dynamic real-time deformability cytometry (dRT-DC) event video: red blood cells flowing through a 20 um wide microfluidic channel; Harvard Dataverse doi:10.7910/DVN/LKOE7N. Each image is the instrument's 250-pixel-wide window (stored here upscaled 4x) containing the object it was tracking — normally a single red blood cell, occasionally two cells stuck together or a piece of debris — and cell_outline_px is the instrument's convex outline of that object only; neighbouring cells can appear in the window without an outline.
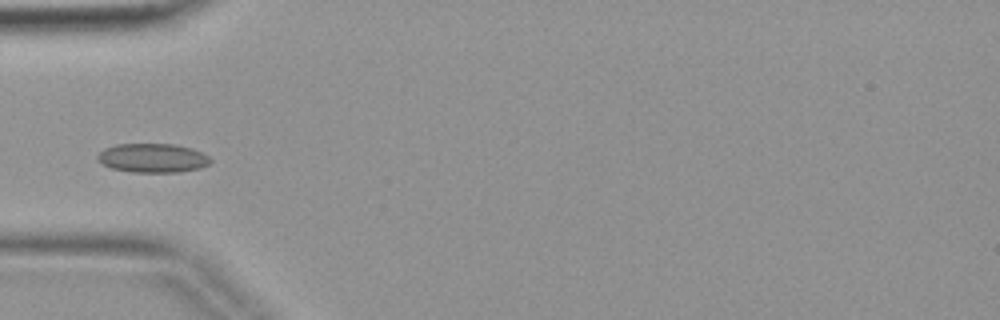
{"species": "common noctule bat (a hibernating species)", "species_latin": "Nyctalus noctula", "temperature_condition": "warm", "stored_images_in_passage": 4, "camera_frame_rate_fps": 3000, "um_per_image_px": 0.085, "animal": {"sex": "female", "body_mass_g": 19.9}, "frame": {"image": 1, "passage_image": 4, "time_ms": 1.0, "image_size_px": [1000, 320], "cell_outline_px": [[212, 160], [208, 164], [200, 168], [180, 172], [132, 172], [112, 168], [104, 164], [96, 156], [104, 148], [116, 144], [176, 144], [192, 148], [208, 156]], "centroid_in_image_um": [12.99, 13.42], "position_along_channel_um": 72.0, "area_um2": 19.02}}